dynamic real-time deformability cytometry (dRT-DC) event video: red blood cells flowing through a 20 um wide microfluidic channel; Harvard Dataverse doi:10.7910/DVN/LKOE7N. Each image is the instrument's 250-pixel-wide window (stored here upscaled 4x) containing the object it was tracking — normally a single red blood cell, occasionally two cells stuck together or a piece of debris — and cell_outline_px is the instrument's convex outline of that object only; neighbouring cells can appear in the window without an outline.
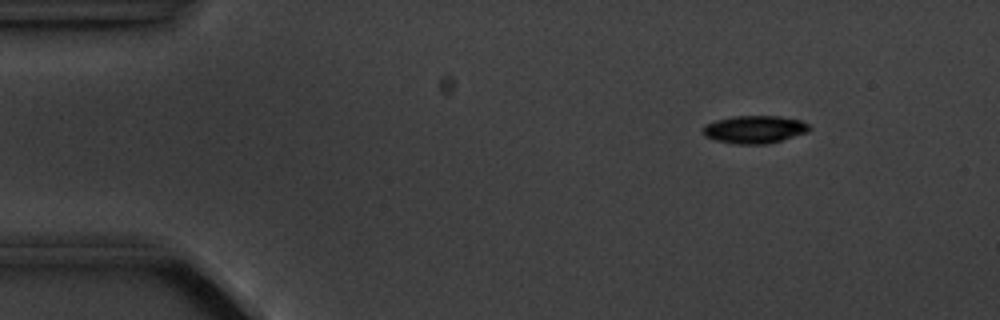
{"species": "common noctule bat (a hibernating species)", "species_latin": "Nyctalus noctula", "temperature_condition": "cold", "stored_images_in_passage": 6, "camera_frame_rate_fps": 3000, "um_per_image_px": 0.085, "animal": {"sex": "male", "body_mass_g": 20.1, "forearm_length_mm": 53.5}, "frame": {"image": 1, "passage_image": 2, "time_ms": 1.0, "image_size_px": [1000, 320], "cell_outline_px": [[812, 128], [804, 132], [768, 144], [736, 144], [716, 140], [704, 136], [700, 128], [704, 124], [716, 120], [732, 116], [780, 116], [800, 120], [808, 124]], "centroid_in_image_um": [64.06, 10.99], "position_along_channel_um": 20.9, "area_um2": 17.17}}
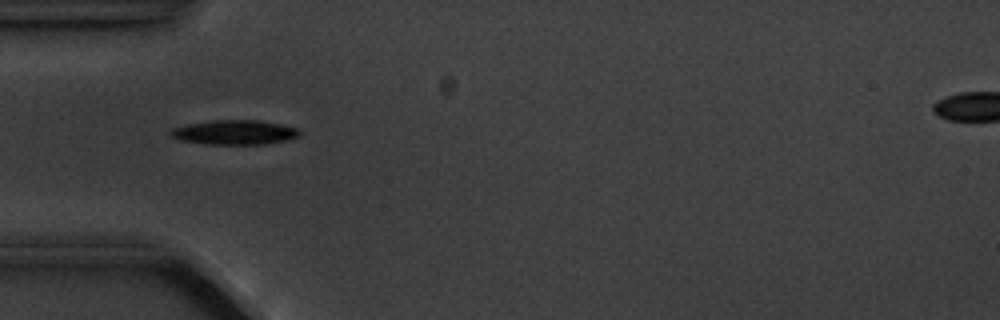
{"frame": {"image": 2, "passage_image": 5, "time_ms": 4.333, "image_size_px": [1000, 320], "cell_outline_px": [[300, 136], [284, 140], [264, 144], [204, 144], [180, 140], [172, 136], [168, 132], [172, 128], [184, 124], [212, 120], [260, 120], [300, 128]], "centroid_in_image_um": [19.91, 11.24], "position_along_channel_um": 65.1, "area_um2": 18.55}}